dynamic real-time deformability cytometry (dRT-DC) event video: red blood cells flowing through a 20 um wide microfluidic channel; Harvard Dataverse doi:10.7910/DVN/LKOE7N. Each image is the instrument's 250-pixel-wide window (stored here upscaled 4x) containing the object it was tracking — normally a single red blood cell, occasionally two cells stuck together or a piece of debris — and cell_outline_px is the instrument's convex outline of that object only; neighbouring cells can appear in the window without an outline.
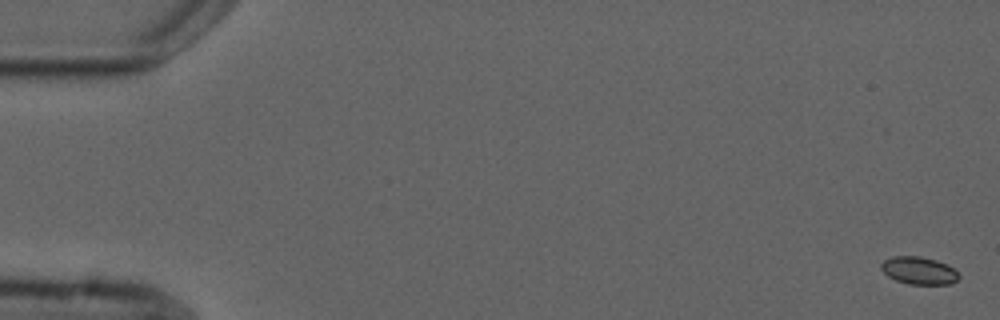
{"species": "common noctule bat (a hibernating species)", "species_latin": "Nyctalus noctula", "temperature_condition": "cold", "stored_images_in_passage": 7, "camera_frame_rate_fps": 3000, "um_per_image_px": 0.085, "animal": {"sex": "male", "forearm_length_mm": 52.5}, "frame": {"image": 1, "passage_image": 1, "time_ms": 0.0, "image_size_px": [1000, 320], "cell_outline_px": [[960, 276], [952, 284], [908, 284], [896, 280], [888, 276], [880, 268], [880, 264], [884, 260], [892, 256], [920, 256], [936, 260], [948, 264]], "centroid_in_image_um": [78.09, 22.99], "position_along_channel_um": 6.9, "area_um2": 12.48}}
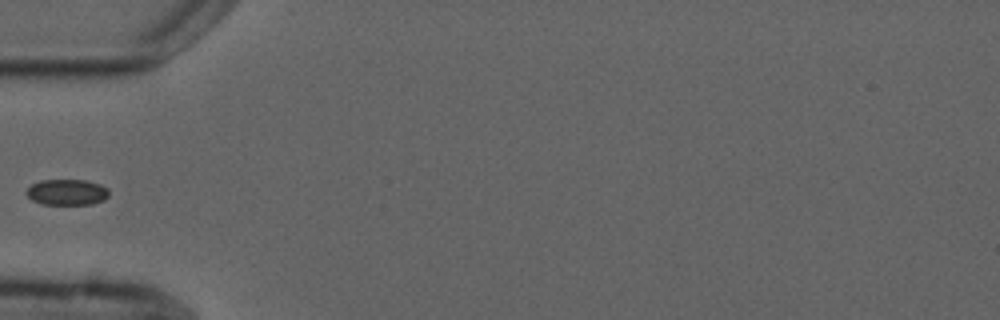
{"frame": {"image": 2, "passage_image": 6, "time_ms": 6.0, "image_size_px": [1000, 320], "cell_outline_px": [[108, 196], [104, 200], [92, 204], [40, 204], [32, 200], [24, 192], [32, 184], [40, 180], [84, 180], [100, 184], [108, 188]], "centroid_in_image_um": [5.68, 16.33], "position_along_channel_um": 79.3, "area_um2": 12.48}}
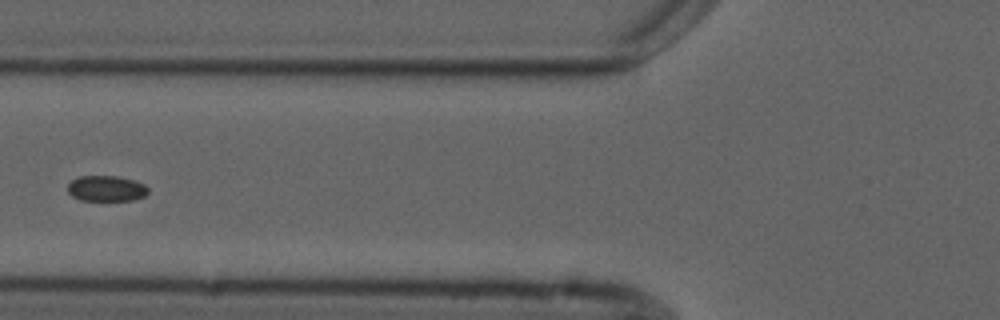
{"frame": {"image": 3, "passage_image": 7, "time_ms": 7.0, "image_size_px": [1000, 320], "cell_outline_px": [[148, 192], [144, 196], [132, 200], [80, 200], [72, 196], [68, 192], [68, 184], [72, 180], [80, 176], [116, 176], [132, 180], [144, 184], [148, 188]], "centroid_in_image_um": [9.02, 16.02], "position_along_channel_um": 116.8, "area_um2": 11.91}}